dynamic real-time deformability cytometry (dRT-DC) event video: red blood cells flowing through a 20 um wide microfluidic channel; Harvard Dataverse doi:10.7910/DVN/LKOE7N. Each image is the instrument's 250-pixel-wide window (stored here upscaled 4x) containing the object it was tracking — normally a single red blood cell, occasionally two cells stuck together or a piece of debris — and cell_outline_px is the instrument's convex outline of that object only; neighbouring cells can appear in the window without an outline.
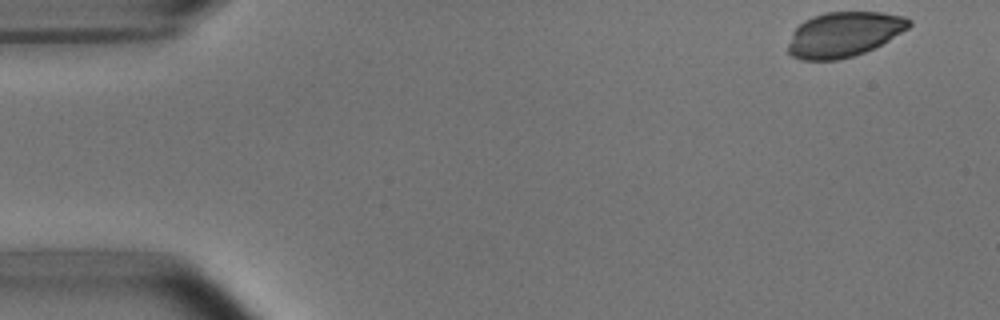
{"species": "common noctule bat (a hibernating species)", "species_latin": "Nyctalus noctula", "temperature_condition": "room temperature", "stored_images_in_passage": 12, "camera_frame_rate_fps": 3000, "um_per_image_px": 0.085, "animal": {"sex": "male", "body_mass_g": 15.6}, "frame": {"image": 1, "passage_image": 1, "time_ms": 0.0, "image_size_px": [1000, 320], "cell_outline_px": [[912, 24], [908, 28], [888, 40], [864, 52], [852, 56], [836, 60], [800, 60], [792, 56], [788, 52], [788, 44], [792, 32], [804, 20], [812, 16], [828, 12], [880, 12], [904, 16], [912, 20]], "centroid_in_image_um": [71.71, 2.91], "position_along_channel_um": 13.3, "area_um2": 31.56}}